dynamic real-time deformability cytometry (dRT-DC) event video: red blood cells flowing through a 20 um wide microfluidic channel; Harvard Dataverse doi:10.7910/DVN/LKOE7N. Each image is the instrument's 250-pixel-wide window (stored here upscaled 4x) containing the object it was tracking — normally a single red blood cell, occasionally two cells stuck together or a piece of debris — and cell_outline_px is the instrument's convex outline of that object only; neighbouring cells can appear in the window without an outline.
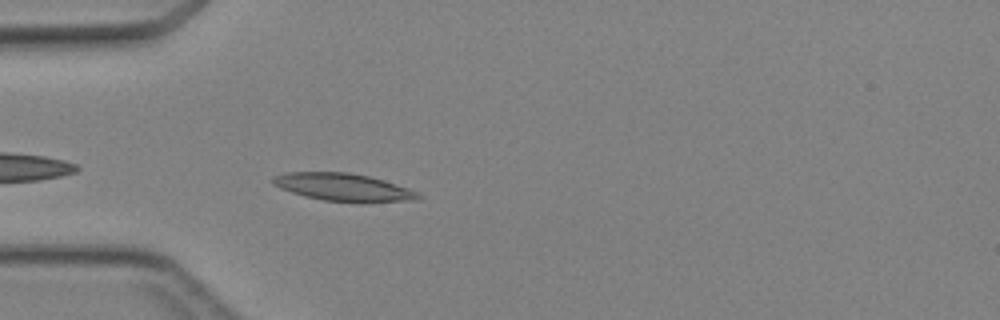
{"species": "Egyptian fruit bat (a non-hibernating species)", "species_latin": "Rousettus aegyptiacus", "temperature_condition": "cold", "stored_images_in_passage": 5, "camera_frame_rate_fps": 3000, "um_per_image_px": 0.085, "animal": {"sex": "female"}, "frame": {"image": 1, "passage_image": 5, "time_ms": 4.333, "image_size_px": [1000, 320], "cell_outline_px": [[424, 196], [416, 200], [324, 200], [292, 192], [280, 188], [272, 184], [272, 176], [284, 172], [348, 172], [368, 176], [384, 180], [420, 192]], "centroid_in_image_um": [29.13, 15.86], "position_along_channel_um": 55.9, "area_um2": 22.6}}